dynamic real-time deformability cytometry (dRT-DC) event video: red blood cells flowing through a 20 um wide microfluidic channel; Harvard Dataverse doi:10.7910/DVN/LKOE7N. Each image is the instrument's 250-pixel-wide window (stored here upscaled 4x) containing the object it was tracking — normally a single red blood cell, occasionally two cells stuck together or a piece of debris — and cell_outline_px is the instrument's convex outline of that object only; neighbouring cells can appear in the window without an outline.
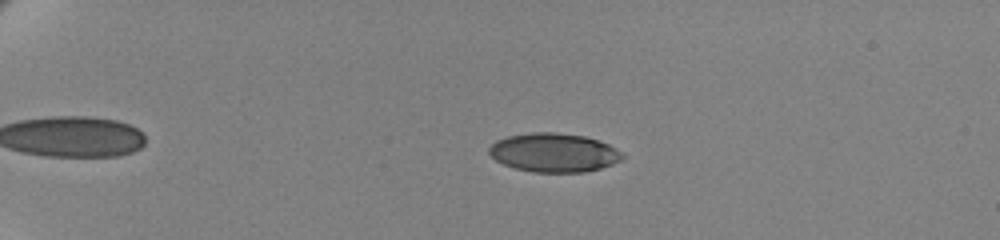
{"species": "human", "species_latin": "Homo sapiens", "temperature_condition": "cold", "stored_images_in_passage": 48, "camera_frame_rate_fps": 3000, "um_per_image_px": 0.085, "donor": {"sex": "female"}, "frame": {"image": 1, "passage_image": 2, "time_ms": 0.333, "image_size_px": [1000, 240], "cell_outline_px": [[624, 156], [620, 160], [612, 164], [600, 168], [584, 172], [536, 172], [516, 168], [504, 164], [496, 160], [488, 152], [488, 148], [496, 140], [508, 136], [532, 132], [556, 132], [584, 136], [608, 144], [616, 148]], "centroid_in_image_um": [47.06, 12.96], "position_along_channel_um": 37.9, "area_um2": 29.94}}
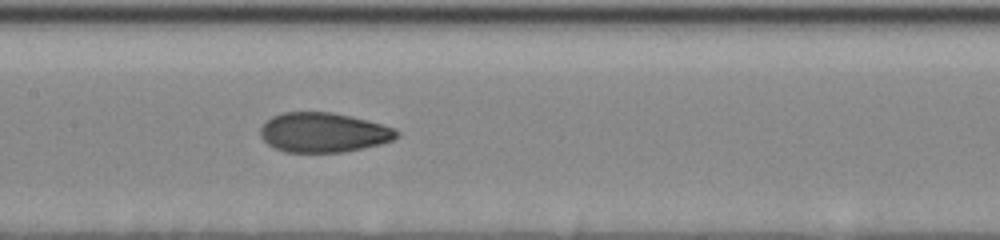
{"frame": {"image": 2, "passage_image": 21, "time_ms": 6.667, "image_size_px": [1000, 240], "cell_outline_px": [[400, 136], [392, 140], [380, 144], [344, 152], [284, 152], [268, 144], [260, 136], [260, 128], [272, 116], [284, 112], [332, 112], [380, 124], [392, 128], [400, 132]], "centroid_in_image_um": [27.47, 11.27], "position_along_channel_um": 179.9, "area_um2": 31.21}}
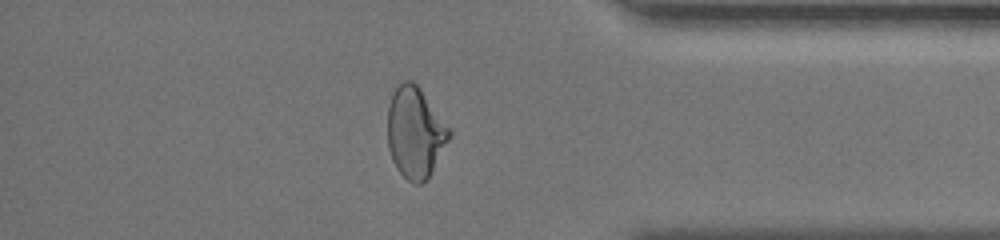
{"frame": {"image": 3, "passage_image": 41, "time_ms": 13.333, "image_size_px": [1000, 240], "cell_outline_px": [[452, 132], [428, 180], [420, 184], [416, 184], [408, 180], [396, 168], [392, 160], [388, 148], [388, 108], [392, 92], [404, 80], [412, 80], [420, 88]], "centroid_in_image_um": [35.27, 11.28], "position_along_channel_um": 399.9, "area_um2": 32.43}, "authors_computed_cell_mechanics": {"area_um2": 31.7611, "velocity_mm_per_s": 3.4656, "shape_relaxation_time_tau1_ms": 6.7666, "shape_relaxation_time_tau2_ms": 1.1842, "deformation_change_tau1": 0.1834, "deformation_change_tau2": 0.0593}}